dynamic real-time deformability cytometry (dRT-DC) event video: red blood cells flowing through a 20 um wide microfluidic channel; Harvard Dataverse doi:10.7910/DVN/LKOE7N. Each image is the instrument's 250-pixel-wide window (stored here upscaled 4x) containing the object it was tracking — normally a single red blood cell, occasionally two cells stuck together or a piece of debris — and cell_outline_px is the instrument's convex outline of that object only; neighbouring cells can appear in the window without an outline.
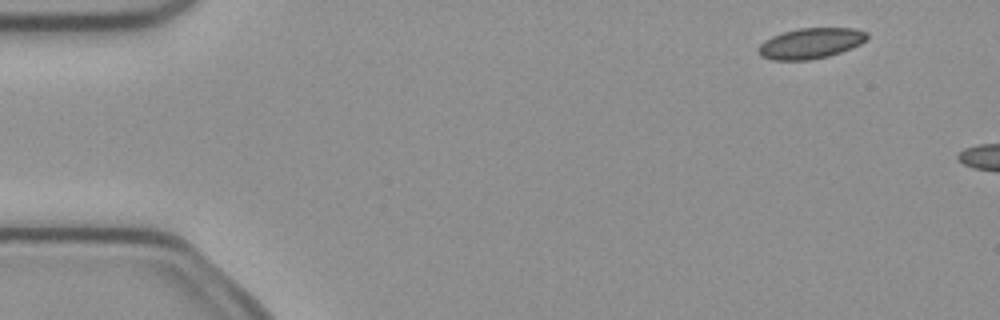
{"species": "common noctule bat (a hibernating species)", "species_latin": "Nyctalus noctula", "temperature_condition": "cold", "stored_images_in_passage": 3, "camera_frame_rate_fps": 3000, "um_per_image_px": 0.085, "animal": {"sex": "female", "body_mass_g": 21.9}, "frame": {"image": 1, "passage_image": 1, "time_ms": 0.0, "image_size_px": [1000, 320], "cell_outline_px": [[868, 40], [852, 48], [828, 56], [808, 60], [772, 60], [760, 56], [756, 48], [764, 40], [772, 36], [784, 32], [800, 28], [856, 28], [868, 32]], "centroid_in_image_um": [68.91, 3.68], "position_along_channel_um": 16.1, "area_um2": 19.54}}